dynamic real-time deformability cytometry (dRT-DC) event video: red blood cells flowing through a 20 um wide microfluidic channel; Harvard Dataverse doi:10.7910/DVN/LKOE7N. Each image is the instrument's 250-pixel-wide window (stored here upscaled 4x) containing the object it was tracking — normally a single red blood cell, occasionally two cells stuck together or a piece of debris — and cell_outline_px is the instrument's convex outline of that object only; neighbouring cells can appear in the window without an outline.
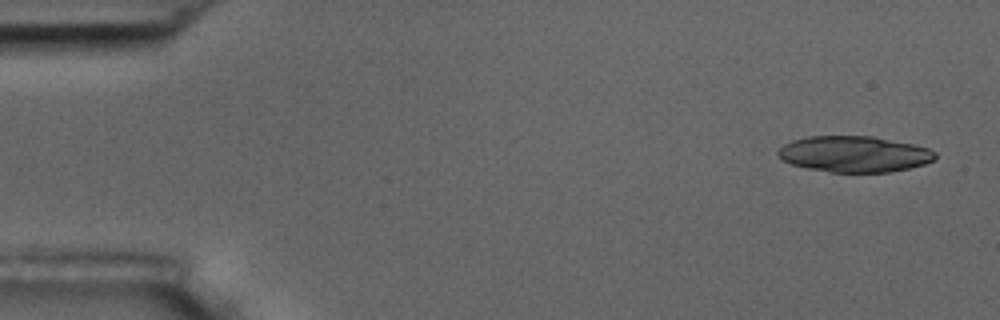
{"species": "common noctule bat (a hibernating species)", "species_latin": "Nyctalus noctula", "temperature_condition": "room temperature", "stored_images_in_passage": 4, "camera_frame_rate_fps": 3000, "um_per_image_px": 0.085, "animal": {"sex": "male", "body_mass_g": 17.5, "forearm_length_mm": 52.3}, "frame": {"image": 1, "passage_image": 1, "time_ms": 0.0, "image_size_px": [1000, 320], "cell_outline_px": [[936, 156], [932, 160], [924, 164], [908, 168], [888, 172], [832, 172], [808, 168], [792, 164], [780, 160], [776, 152], [784, 144], [792, 140], [808, 136], [872, 136], [912, 144], [928, 148], [936, 152]], "centroid_in_image_um": [72.57, 13.09], "position_along_channel_um": 12.4, "area_um2": 32.89}}